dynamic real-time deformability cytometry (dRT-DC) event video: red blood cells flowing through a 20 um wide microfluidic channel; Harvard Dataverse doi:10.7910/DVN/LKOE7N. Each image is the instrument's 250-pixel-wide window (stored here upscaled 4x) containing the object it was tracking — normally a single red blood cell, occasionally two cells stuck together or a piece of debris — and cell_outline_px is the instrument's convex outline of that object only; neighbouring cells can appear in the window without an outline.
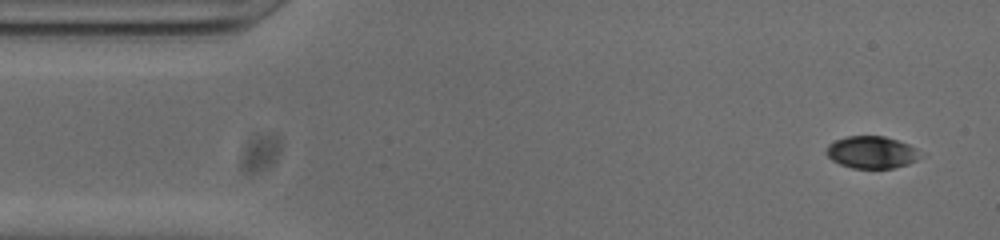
{"species": "common noctule bat (a hibernating species)", "species_latin": "Nyctalus noctula", "temperature_condition": "cold", "stored_images_in_passage": 53, "camera_frame_rate_fps": 3000, "um_per_image_px": 0.085, "animal": {"sex": "male", "body_mass_g": 20.0, "forearm_length_mm": 53.3}, "frame": {"image": 1, "passage_image": 3, "time_ms": 0.667, "image_size_px": [1000, 240], "cell_outline_px": [[916, 160], [908, 164], [892, 168], [852, 168], [840, 164], [832, 160], [824, 152], [828, 144], [836, 140], [848, 136], [884, 136], [908, 144], [916, 148]], "centroid_in_image_um": [74.01, 12.94], "position_along_channel_um": 11.0, "area_um2": 17.34}}
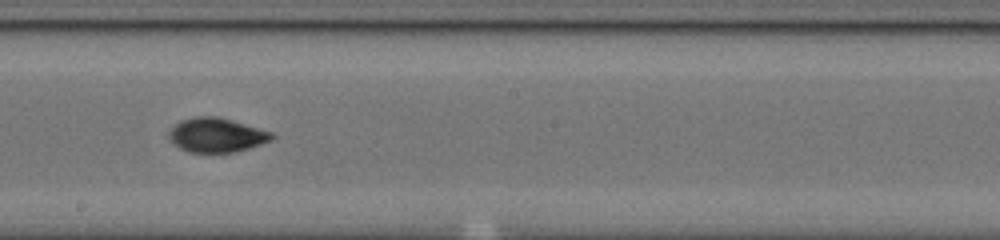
{"frame": {"image": 2, "passage_image": 28, "time_ms": 9.0, "image_size_px": [1000, 240], "cell_outline_px": [[276, 136], [272, 140], [236, 152], [188, 152], [180, 148], [168, 136], [168, 132], [180, 120], [196, 116], [216, 116], [272, 132]], "centroid_in_image_um": [18.41, 11.48], "position_along_channel_um": 229.8, "area_um2": 20.29}}
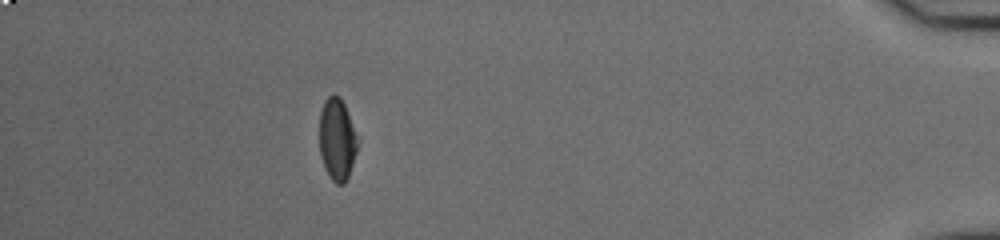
{"frame": {"image": 3, "passage_image": 47, "time_ms": 15.333, "image_size_px": [1000, 240], "cell_outline_px": [[360, 140], [348, 176], [344, 184], [336, 184], [332, 180], [324, 168], [320, 152], [320, 112], [324, 100], [328, 96], [340, 96], [360, 136]], "centroid_in_image_um": [28.68, 11.83], "position_along_channel_um": 406.5, "area_um2": 18.5}, "authors_computed_cell_mechanics": {"area_um2": 19.363, "velocity_mm_per_s": 3.8144, "shape_relaxation_time_tau1_ms": 6.9835, "shape_relaxation_time_tau2_ms": 3.1512, "deformation_change_tau1": 0.1644, "deformation_change_tau2": 0.0748}}